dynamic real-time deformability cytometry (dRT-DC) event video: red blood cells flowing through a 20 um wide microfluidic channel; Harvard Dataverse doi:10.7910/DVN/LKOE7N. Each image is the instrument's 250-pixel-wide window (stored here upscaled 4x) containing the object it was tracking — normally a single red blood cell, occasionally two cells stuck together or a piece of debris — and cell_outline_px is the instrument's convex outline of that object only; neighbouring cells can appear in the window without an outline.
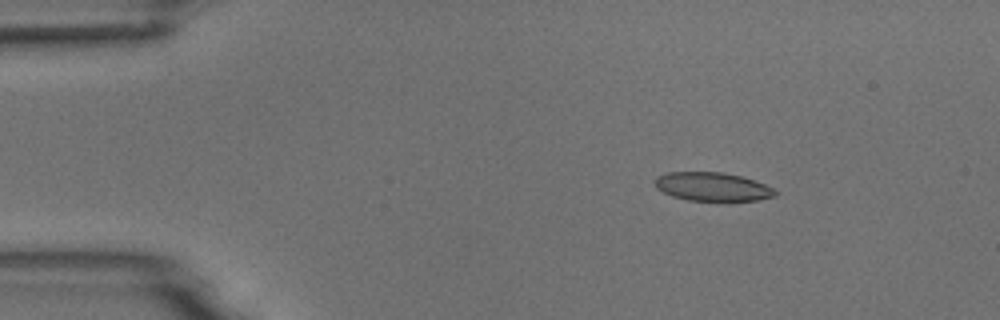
{"species": "common noctule bat (a hibernating species)", "species_latin": "Nyctalus noctula", "temperature_condition": "room temperature", "stored_images_in_passage": 5, "camera_frame_rate_fps": 3000, "um_per_image_px": 0.085, "animal": {"sex": "male", "body_mass_g": 18.8}, "frame": {"image": 1, "passage_image": 3, "time_ms": 0.667, "image_size_px": [1000, 320], "cell_outline_px": [[776, 196], [760, 200], [728, 204], [688, 200], [672, 196], [656, 188], [656, 176], [668, 172], [724, 172], [744, 176], [764, 184], [772, 188], [776, 192]], "centroid_in_image_um": [60.62, 15.92], "position_along_channel_um": 24.4, "area_um2": 20.98}}